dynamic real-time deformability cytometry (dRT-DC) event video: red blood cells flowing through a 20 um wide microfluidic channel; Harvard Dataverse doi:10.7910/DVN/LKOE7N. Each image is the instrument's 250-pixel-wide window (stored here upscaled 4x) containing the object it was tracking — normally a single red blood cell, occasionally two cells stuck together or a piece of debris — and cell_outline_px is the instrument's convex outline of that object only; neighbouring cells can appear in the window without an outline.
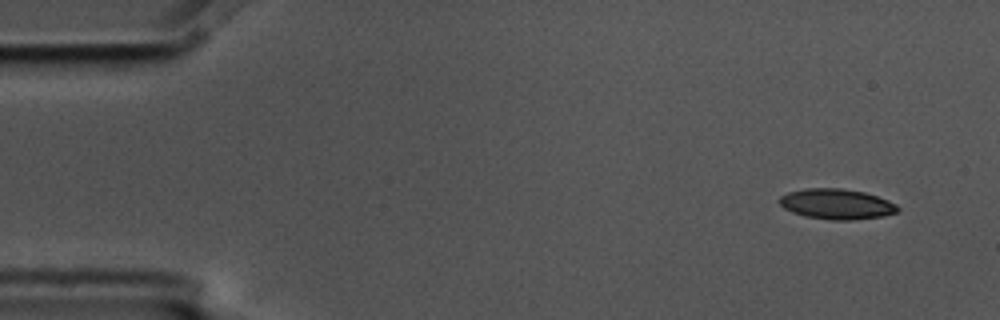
{"species": "common noctule bat (a hibernating species)", "species_latin": "Nyctalus noctula", "temperature_condition": "cold", "stored_images_in_passage": 5, "camera_frame_rate_fps": 3000, "um_per_image_px": 0.085, "animal": {"sex": "male", "body_mass_g": 17.5, "forearm_length_mm": 52.3}, "frame": {"image": 1, "passage_image": 1, "time_ms": 0.0, "image_size_px": [1000, 320], "cell_outline_px": [[900, 208], [896, 212], [884, 216], [852, 220], [828, 220], [804, 216], [792, 212], [784, 208], [780, 204], [780, 196], [788, 192], [804, 188], [840, 188], [864, 192], [888, 200], [896, 204]], "centroid_in_image_um": [71.1, 17.35], "position_along_channel_um": 13.9, "area_um2": 20.98}}
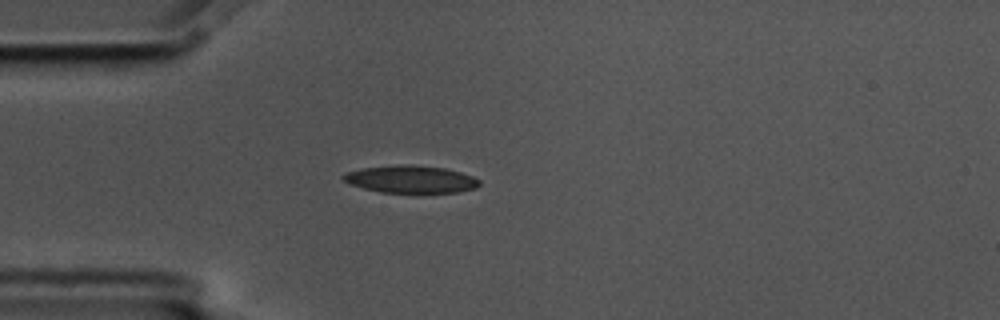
{"frame": {"image": 2, "passage_image": 4, "time_ms": 1.0, "image_size_px": [1000, 320], "cell_outline_px": [[480, 184], [476, 188], [456, 192], [420, 196], [380, 192], [348, 184], [340, 176], [344, 172], [364, 168], [444, 168], [460, 172], [472, 176], [480, 180]], "centroid_in_image_um": [34.95, 15.35], "position_along_channel_um": 50.1, "area_um2": 21.5}}